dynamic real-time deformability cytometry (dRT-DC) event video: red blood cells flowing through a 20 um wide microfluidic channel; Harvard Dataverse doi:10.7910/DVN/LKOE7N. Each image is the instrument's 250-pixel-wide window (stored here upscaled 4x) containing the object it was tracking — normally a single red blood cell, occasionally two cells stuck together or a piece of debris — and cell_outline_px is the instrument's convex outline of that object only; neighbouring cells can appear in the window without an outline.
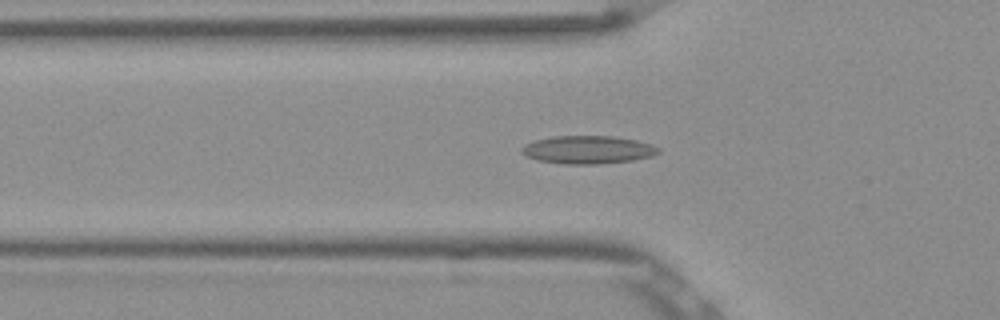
{"species": "Egyptian fruit bat (a non-hibernating species)", "species_latin": "Rousettus aegyptiacus", "temperature_condition": "room temperature", "stored_images_in_passage": 54, "camera_frame_rate_fps": 3000, "um_per_image_px": 0.085, "frame": {"image": 1, "passage_image": 18, "time_ms": 5.667, "image_size_px": [1000, 320], "cell_outline_px": [[660, 152], [652, 156], [632, 160], [600, 164], [564, 164], [540, 160], [528, 156], [520, 152], [520, 148], [524, 144], [536, 140], [552, 136], [612, 136], [636, 140], [652, 144], [660, 148]], "centroid_in_image_um": [49.98, 12.72], "position_along_channel_um": 75.8, "area_um2": 22.31}}
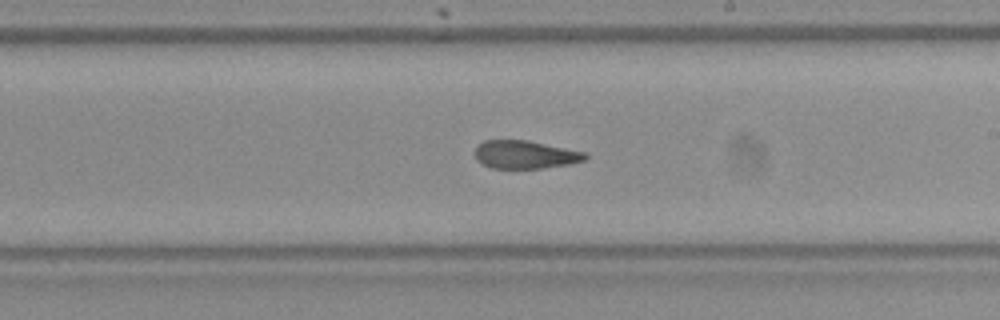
{"frame": {"image": 2, "passage_image": 31, "time_ms": 10.0, "image_size_px": [1000, 320], "cell_outline_px": [[588, 156], [584, 160], [568, 164], [540, 168], [492, 168], [476, 160], [476, 148], [484, 140], [528, 140], [588, 152]], "centroid_in_image_um": [44.67, 13.13], "position_along_channel_um": 244.3, "area_um2": 17.98}}
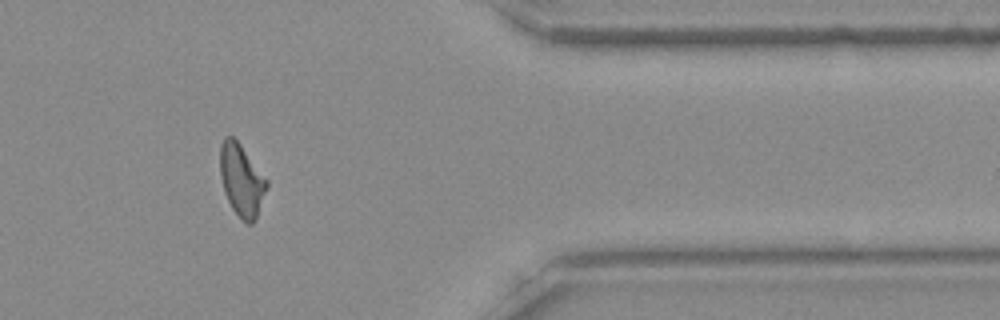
{"frame": {"image": 3, "passage_image": 44, "time_ms": 14.333, "image_size_px": [1000, 320], "cell_outline_px": [[268, 188], [256, 216], [252, 224], [248, 224], [232, 208], [224, 192], [220, 176], [220, 144], [224, 136], [232, 136], [240, 144], [268, 180]], "centroid_in_image_um": [20.53, 15.28], "position_along_channel_um": 390.9, "area_um2": 19.42}, "authors_computed_cell_mechanics": {"area_um2": 19.7098, "velocity_mm_per_s": 3.8702, "shape_relaxation_time_tau1_ms": null, "shape_relaxation_time_tau2_ms": 2.3, "deformation_change_tau1": null, "deformation_change_tau2": 0.0983}}